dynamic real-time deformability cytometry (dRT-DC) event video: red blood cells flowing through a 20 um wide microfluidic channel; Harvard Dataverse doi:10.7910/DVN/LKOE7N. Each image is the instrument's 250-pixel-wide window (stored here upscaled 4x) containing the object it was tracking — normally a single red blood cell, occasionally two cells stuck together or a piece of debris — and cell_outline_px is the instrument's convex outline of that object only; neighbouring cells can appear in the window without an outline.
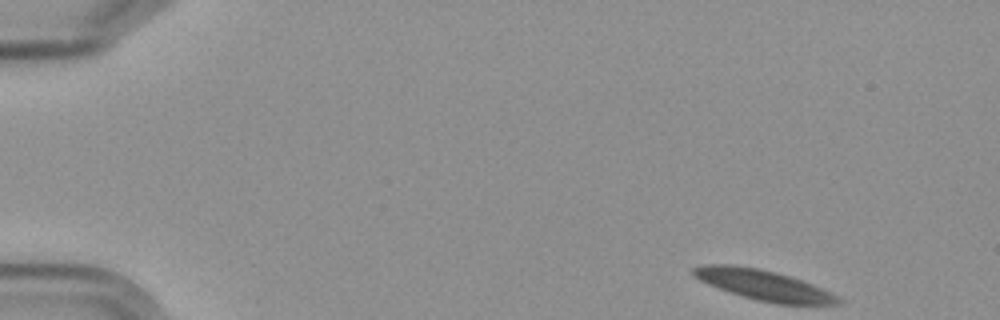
{"species": "Egyptian fruit bat (a non-hibernating species)", "species_latin": "Rousettus aegyptiacus", "temperature_condition": "cold", "stored_images_in_passage": 8, "camera_frame_rate_fps": 3000, "um_per_image_px": 0.085, "frame": {"image": 1, "passage_image": 1, "time_ms": 0.0, "image_size_px": [1000, 320], "cell_outline_px": [[844, 300], [840, 304], [776, 304], [756, 300], [708, 284], [700, 280], [692, 272], [692, 268], [704, 264], [732, 264], [760, 268], [776, 272], [812, 284], [832, 292], [840, 296]], "centroid_in_image_um": [64.95, 24.22], "position_along_channel_um": 20.0, "area_um2": 25.43}}
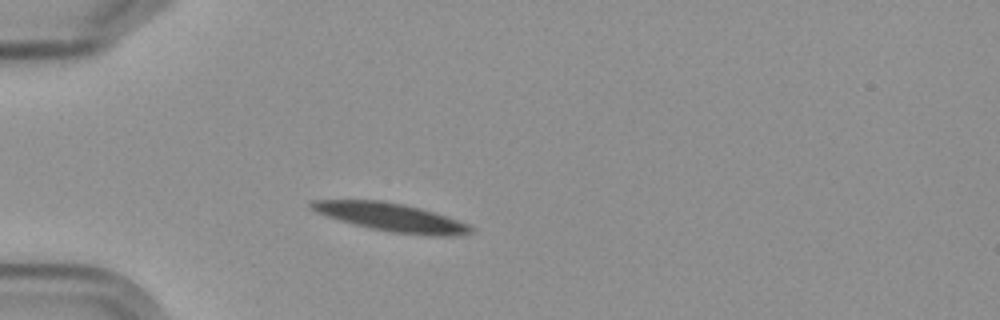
{"frame": {"image": 2, "passage_image": 4, "time_ms": 3.667, "image_size_px": [1000, 320], "cell_outline_px": [[476, 228], [472, 232], [460, 236], [428, 236], [388, 232], [352, 224], [316, 212], [308, 208], [308, 204], [312, 200], [384, 200], [404, 204], [420, 208], [472, 224]], "centroid_in_image_um": [33.31, 18.48], "position_along_channel_um": 51.7, "area_um2": 26.7}}
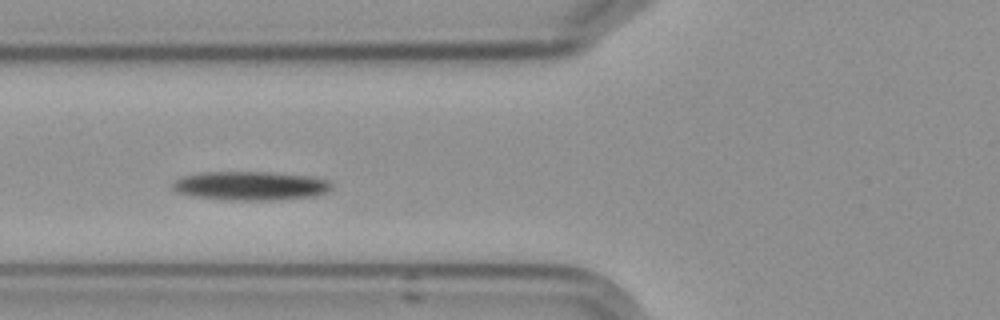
{"frame": {"image": 3, "passage_image": 6, "time_ms": 5.667, "image_size_px": [1000, 320], "cell_outline_px": [[332, 188], [328, 192], [316, 196], [280, 200], [232, 200], [192, 196], [176, 192], [172, 188], [172, 184], [176, 180], [184, 176], [204, 172], [268, 172], [312, 176], [328, 180], [332, 184]], "centroid_in_image_um": [21.35, 15.8], "position_along_channel_um": 104.5, "area_um2": 26.93}}